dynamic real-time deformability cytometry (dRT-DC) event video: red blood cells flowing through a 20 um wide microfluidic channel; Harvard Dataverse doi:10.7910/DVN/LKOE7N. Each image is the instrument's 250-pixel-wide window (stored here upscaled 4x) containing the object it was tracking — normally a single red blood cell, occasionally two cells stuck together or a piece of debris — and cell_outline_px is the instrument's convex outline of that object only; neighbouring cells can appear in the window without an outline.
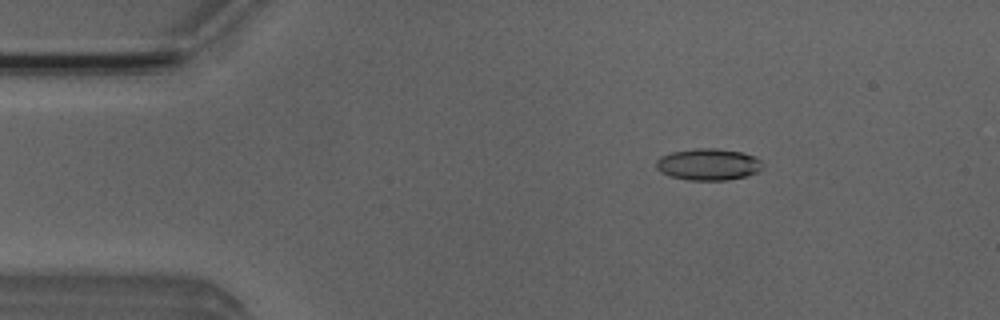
{"species": "Egyptian fruit bat (a non-hibernating species)", "species_latin": "Rousettus aegyptiacus", "temperature_condition": "room temperature", "stored_images_in_passage": 6, "camera_frame_rate_fps": 3000, "um_per_image_px": 0.085, "animal": {"sex": "male"}, "frame": {"image": 1, "passage_image": 3, "time_ms": 2.333, "image_size_px": [1000, 320], "cell_outline_px": [[764, 168], [760, 172], [728, 180], [688, 180], [672, 176], [660, 172], [656, 168], [656, 160], [660, 156], [672, 152], [696, 148], [716, 148], [740, 152], [756, 156], [760, 160]], "centroid_in_image_um": [60.22, 13.97], "position_along_channel_um": 24.8, "area_um2": 19.77}}